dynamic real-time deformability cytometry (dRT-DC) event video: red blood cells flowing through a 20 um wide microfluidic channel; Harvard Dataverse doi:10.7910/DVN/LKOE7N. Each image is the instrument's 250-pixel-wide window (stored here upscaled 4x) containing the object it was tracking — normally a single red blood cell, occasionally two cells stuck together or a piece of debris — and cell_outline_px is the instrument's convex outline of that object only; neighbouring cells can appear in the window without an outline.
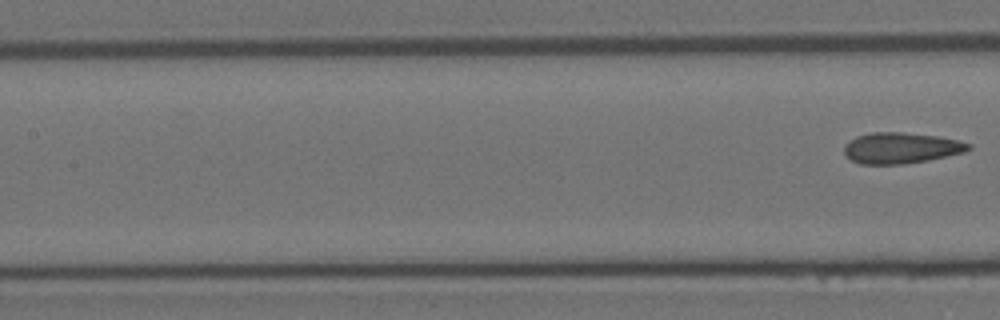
{"species": "Egyptian fruit bat (a non-hibernating species)", "species_latin": "Rousettus aegyptiacus", "temperature_condition": "room temperature", "stored_images_in_passage": 6, "segment_of_instrument_passage": [2, 2], "camera_frame_rate_fps": 3000, "um_per_image_px": 0.085, "animal": {"sex": "female"}, "frame": {"image": 1, "passage_image": 6, "time_ms": 6.667, "image_size_px": [1000, 320], "cell_outline_px": [[972, 148], [964, 152], [928, 160], [904, 164], [860, 164], [852, 160], [844, 152], [844, 144], [856, 136], [872, 132], [904, 132], [936, 136], [956, 140], [972, 144]], "centroid_in_image_um": [76.57, 12.57], "position_along_channel_um": 130.8, "area_um2": 22.37}}